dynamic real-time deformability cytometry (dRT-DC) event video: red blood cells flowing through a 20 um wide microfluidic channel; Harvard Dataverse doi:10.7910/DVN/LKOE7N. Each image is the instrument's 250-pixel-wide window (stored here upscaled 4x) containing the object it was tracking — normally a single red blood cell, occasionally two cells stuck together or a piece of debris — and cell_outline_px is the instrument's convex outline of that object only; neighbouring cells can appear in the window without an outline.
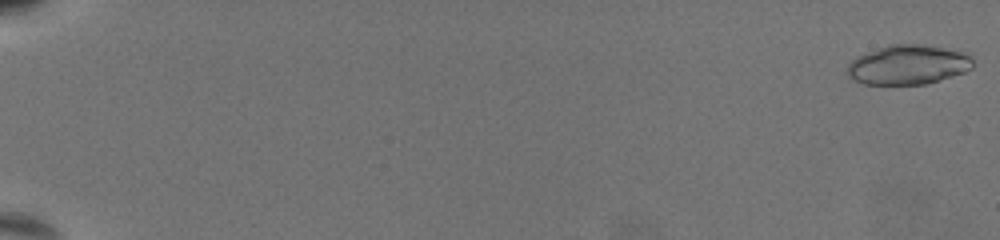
{"species": "common noctule bat (a hibernating species)", "species_latin": "Nyctalus noctula", "temperature_condition": "warm", "stored_images_in_passage": 69, "camera_frame_rate_fps": 3000, "um_per_image_px": 0.085, "animal": {"sex": "female", "body_mass_g": 19.5, "forearm_length_mm": 54.1}, "frame": {"image": 1, "passage_image": 1, "time_ms": 0.0, "image_size_px": [1000, 240], "cell_outline_px": [[972, 68], [964, 72], [924, 84], [864, 84], [848, 76], [848, 64], [856, 56], [888, 44], [920, 44], [960, 52], [968, 56], [972, 60]], "centroid_in_image_um": [77.12, 5.5], "position_along_channel_um": 7.9, "area_um2": 28.38}}
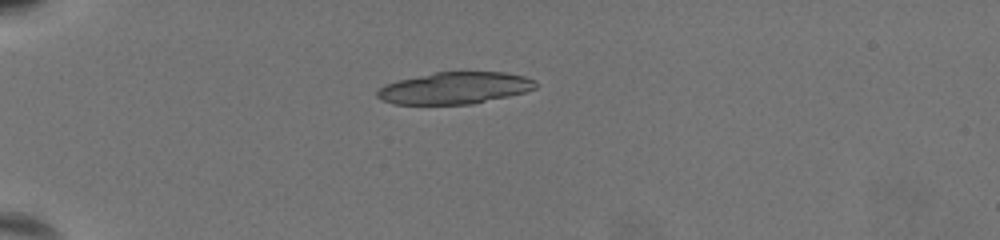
{"frame": {"image": 2, "passage_image": 22, "time_ms": 7.0, "image_size_px": [1000, 240], "cell_outline_px": [[536, 88], [524, 92], [508, 96], [472, 104], [392, 104], [380, 100], [376, 96], [376, 92], [384, 84], [400, 80], [436, 72], [504, 72], [524, 76], [536, 80]], "centroid_in_image_um": [38.64, 7.49], "position_along_channel_um": 46.4, "area_um2": 29.3}}